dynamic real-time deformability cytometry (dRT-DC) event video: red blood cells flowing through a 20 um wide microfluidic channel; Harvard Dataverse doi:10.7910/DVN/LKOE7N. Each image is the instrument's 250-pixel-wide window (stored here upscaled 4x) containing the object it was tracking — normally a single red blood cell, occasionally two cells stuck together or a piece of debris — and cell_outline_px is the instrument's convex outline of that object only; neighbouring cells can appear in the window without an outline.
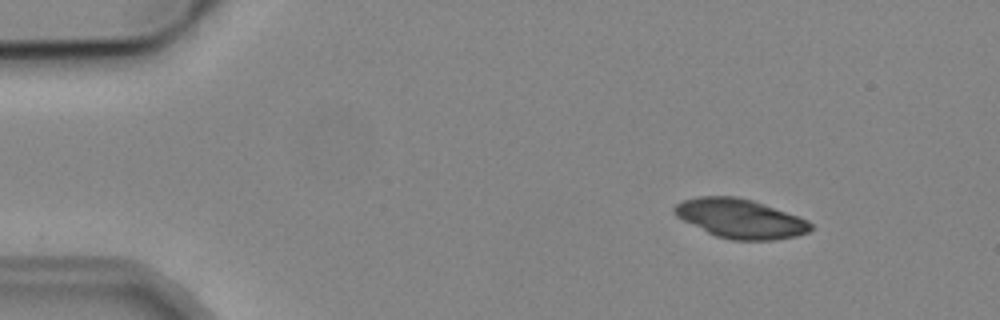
{"species": "common noctule bat (a hibernating species)", "species_latin": "Nyctalus noctula", "temperature_condition": "cold", "stored_images_in_passage": 6, "camera_frame_rate_fps": 3000, "um_per_image_px": 0.085, "animal": {"sex": "male", "body_mass_g": 19.2, "forearm_length_mm": 51.8}, "frame": {"image": 1, "passage_image": 2, "time_ms": 1.0, "image_size_px": [1000, 320], "cell_outline_px": [[812, 228], [808, 232], [796, 236], [776, 240], [732, 240], [716, 236], [676, 216], [672, 212], [672, 208], [676, 204], [684, 200], [696, 196], [736, 196], [752, 200], [808, 220], [812, 224]], "centroid_in_image_um": [62.91, 18.58], "position_along_channel_um": 22.1, "area_um2": 30.92}}